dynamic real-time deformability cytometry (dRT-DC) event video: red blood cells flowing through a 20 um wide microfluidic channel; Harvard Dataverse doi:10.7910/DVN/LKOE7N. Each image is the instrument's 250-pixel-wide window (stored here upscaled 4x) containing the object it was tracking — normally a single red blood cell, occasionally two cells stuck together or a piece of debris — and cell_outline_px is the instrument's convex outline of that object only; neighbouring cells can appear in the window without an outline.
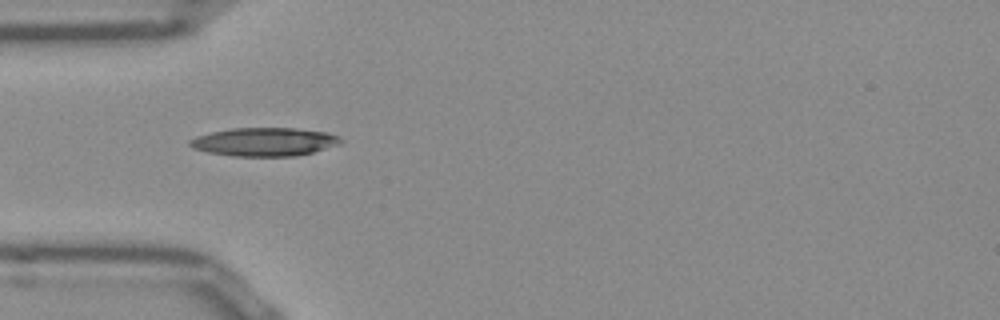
{"species": "Egyptian fruit bat (a non-hibernating species)", "species_latin": "Rousettus aegyptiacus", "temperature_condition": "room temperature", "stored_images_in_passage": 32, "camera_frame_rate_fps": 3000, "um_per_image_px": 0.085, "frame": {"image": 1, "passage_image": 1, "time_ms": 0.0, "image_size_px": [1000, 320], "cell_outline_px": [[344, 140], [340, 144], [312, 152], [296, 156], [232, 156], [208, 152], [192, 148], [188, 144], [188, 140], [196, 136], [212, 132], [232, 128], [296, 128], [328, 132], [340, 136]], "centroid_in_image_um": [22.49, 12.05], "position_along_channel_um": 62.5, "area_um2": 25.14}}
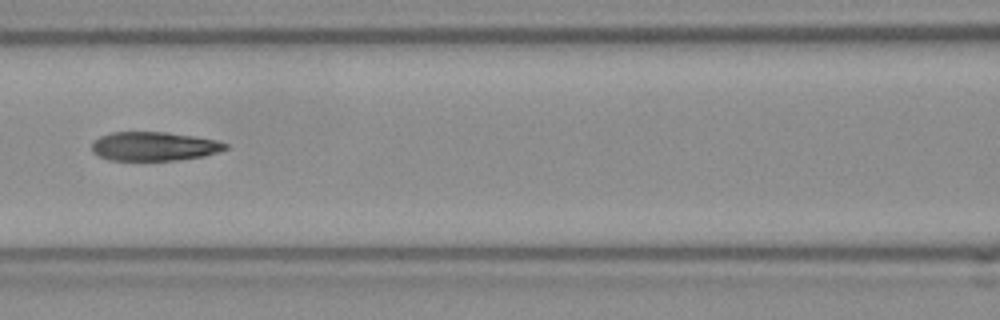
{"frame": {"image": 2, "passage_image": 8, "time_ms": 2.333, "image_size_px": [1000, 320], "cell_outline_px": [[228, 148], [204, 156], [176, 160], [108, 160], [92, 152], [92, 140], [100, 136], [112, 132], [168, 132], [196, 136], [216, 140], [228, 144]], "centroid_in_image_um": [13.08, 12.43], "position_along_channel_um": 153.5, "area_um2": 22.6}}
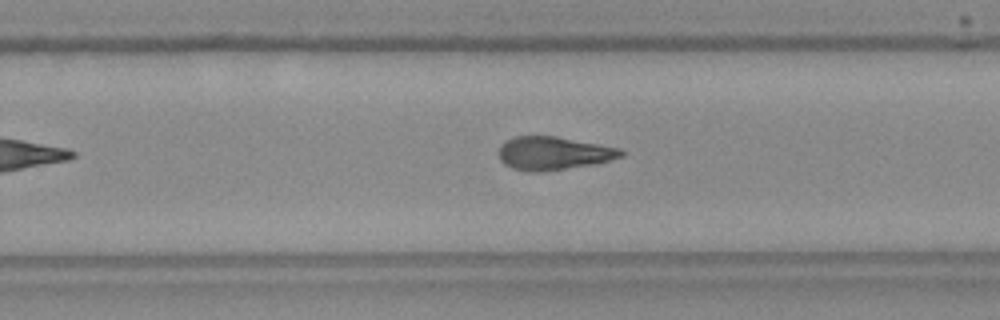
{"frame": {"image": 3, "passage_image": 18, "time_ms": 5.667, "image_size_px": [1000, 320], "cell_outline_px": [[624, 156], [596, 164], [540, 172], [528, 172], [512, 168], [504, 164], [500, 160], [500, 144], [504, 140], [516, 136], [556, 136], [600, 144], [620, 148], [624, 152]], "centroid_in_image_um": [47.05, 13.03], "position_along_channel_um": 282.8, "area_um2": 23.87}, "authors_computed_cell_mechanics": {"area_um2": 23.8136, "velocity_mm_per_s": 3.8857, "shape_relaxation_time_tau1_ms": 5.889, "shape_relaxation_time_tau2_ms": 3.2896, "deformation_change_tau1": 0.1859, "deformation_change_tau2": 0.1164}}